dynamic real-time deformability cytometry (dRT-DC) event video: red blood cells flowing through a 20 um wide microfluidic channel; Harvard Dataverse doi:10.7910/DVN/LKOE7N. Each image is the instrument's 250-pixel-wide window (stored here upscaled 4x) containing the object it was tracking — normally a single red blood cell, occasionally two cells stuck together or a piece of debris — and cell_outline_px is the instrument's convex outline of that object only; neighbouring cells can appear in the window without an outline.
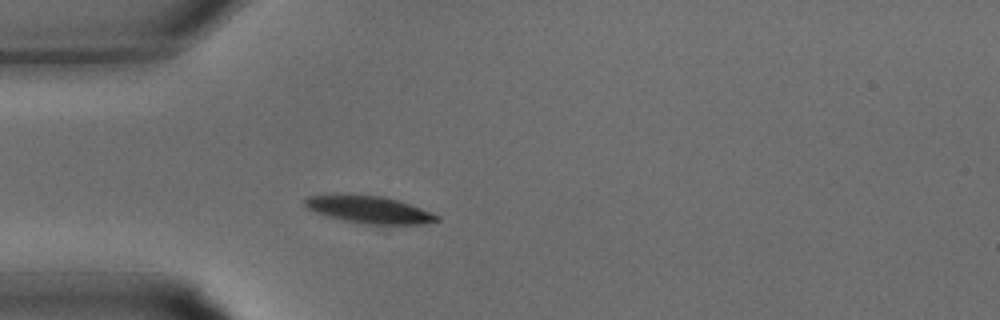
{"species": "common noctule bat (a hibernating species)", "species_latin": "Nyctalus noctula", "temperature_condition": "warm", "stored_images_in_passage": 18, "camera_frame_rate_fps": 3000, "um_per_image_px": 0.085, "animal": {"sex": "male", "body_mass_g": 15.6}, "frame": {"image": 1, "passage_image": 7, "time_ms": 2.0, "image_size_px": [1000, 320], "cell_outline_px": [[440, 220], [428, 224], [384, 232], [328, 216], [316, 212], [308, 208], [304, 204], [304, 200], [308, 196], [336, 192], [380, 196], [396, 200], [432, 212], [440, 216]], "centroid_in_image_um": [31.48, 17.93], "position_along_channel_um": 53.5, "area_um2": 23.52}}
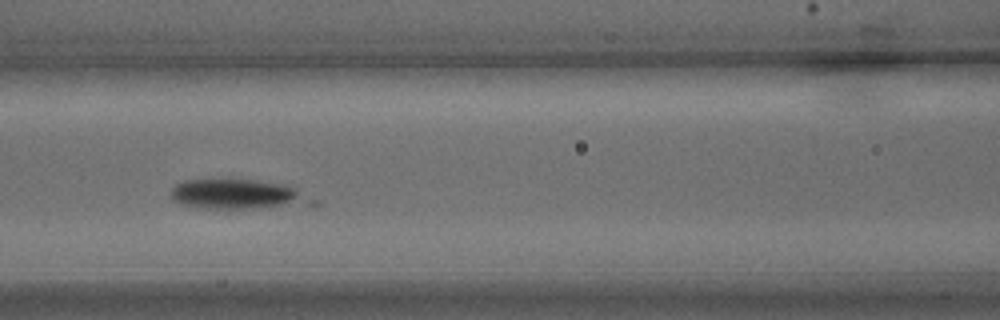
{"frame": {"image": 2, "passage_image": 12, "time_ms": 3.667, "image_size_px": [1000, 320], "cell_outline_px": [[320, 204], [268, 208], [196, 208], [180, 204], [172, 200], [172, 188], [176, 184], [188, 180], [256, 180], [284, 184], [316, 200]], "centroid_in_image_um": [20.22, 16.54], "position_along_channel_um": 146.4, "area_um2": 24.45}}
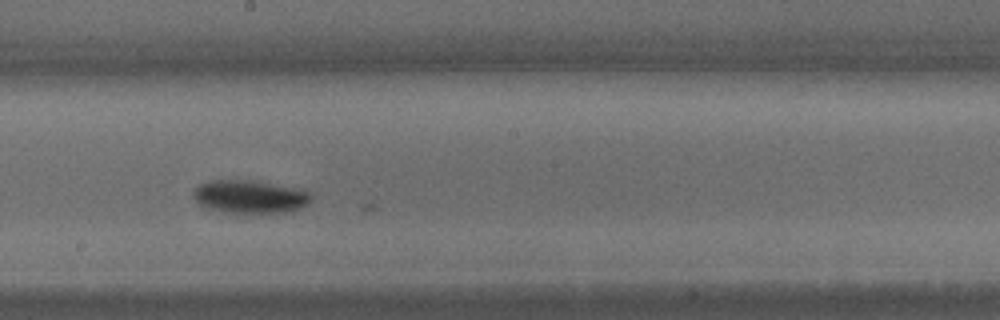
{"frame": {"image": 3, "passage_image": 16, "time_ms": 5.0, "image_size_px": [1000, 320], "cell_outline_px": [[312, 196], [308, 204], [300, 208], [284, 212], [228, 212], [208, 208], [200, 204], [192, 196], [192, 192], [200, 184], [208, 180], [248, 180], [296, 188], [308, 192]], "centroid_in_image_um": [21.21, 16.71], "position_along_channel_um": 227.0, "area_um2": 22.25}}